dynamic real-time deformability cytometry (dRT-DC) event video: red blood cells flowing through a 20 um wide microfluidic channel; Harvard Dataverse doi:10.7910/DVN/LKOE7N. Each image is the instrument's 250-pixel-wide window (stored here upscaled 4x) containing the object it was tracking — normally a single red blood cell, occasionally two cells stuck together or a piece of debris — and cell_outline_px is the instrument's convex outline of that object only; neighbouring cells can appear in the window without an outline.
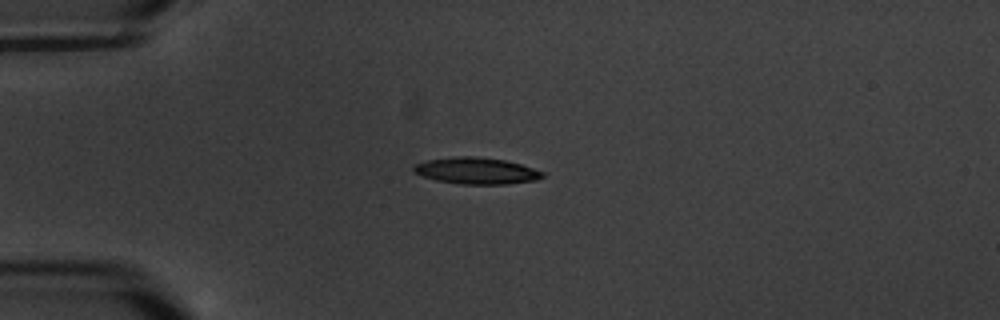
{"species": "common noctule bat (a hibernating species)", "species_latin": "Nyctalus noctula", "temperature_condition": "warm", "stored_images_in_passage": 6, "camera_frame_rate_fps": 3000, "um_per_image_px": 0.085, "animal": {"sex": "male", "body_mass_g": 20.1, "forearm_length_mm": 53.5}, "frame": {"image": 1, "passage_image": 4, "time_ms": 3.333, "image_size_px": [1000, 320], "cell_outline_px": [[544, 176], [536, 180], [508, 184], [460, 184], [436, 180], [412, 172], [412, 168], [416, 164], [428, 160], [460, 156], [472, 156], [504, 160], [520, 164], [544, 172]], "centroid_in_image_um": [40.49, 14.52], "position_along_channel_um": 44.5, "area_um2": 19.71}}